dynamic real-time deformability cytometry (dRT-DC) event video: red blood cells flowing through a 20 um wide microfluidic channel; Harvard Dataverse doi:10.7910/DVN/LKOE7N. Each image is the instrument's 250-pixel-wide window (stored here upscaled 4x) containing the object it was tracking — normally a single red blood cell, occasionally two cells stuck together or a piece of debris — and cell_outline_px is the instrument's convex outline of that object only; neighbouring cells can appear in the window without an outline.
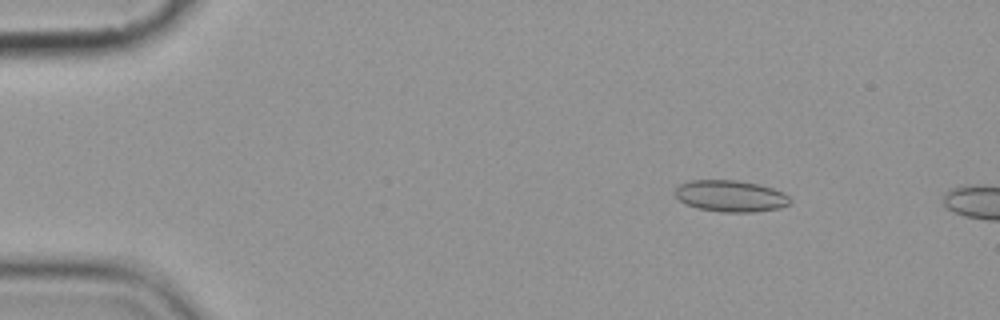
{"species": "common noctule bat (a hibernating species)", "species_latin": "Nyctalus noctula", "temperature_condition": "cold", "stored_images_in_passage": 6, "camera_frame_rate_fps": 3000, "um_per_image_px": 0.085, "animal": {"sex": "female", "body_mass_g": 19.9}, "frame": {"image": 1, "passage_image": 3, "time_ms": 2.333, "image_size_px": [1000, 320], "cell_outline_px": [[792, 200], [788, 204], [780, 208], [752, 212], [720, 212], [696, 208], [680, 200], [676, 196], [676, 188], [680, 184], [688, 180], [736, 180], [760, 184], [784, 192]], "centroid_in_image_um": [62.12, 16.66], "position_along_channel_um": 22.9, "area_um2": 21.15}}
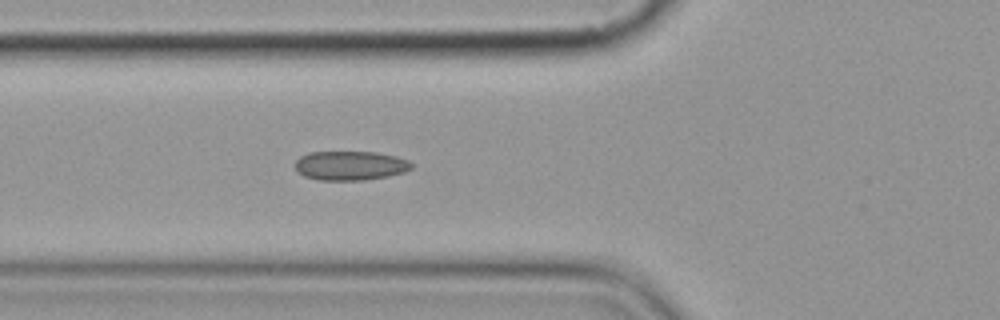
{"frame": {"image": 2, "passage_image": 6, "time_ms": 6.667, "image_size_px": [1000, 320], "cell_outline_px": [[412, 168], [404, 172], [388, 176], [364, 180], [320, 180], [304, 176], [296, 168], [296, 160], [300, 156], [308, 152], [376, 152], [396, 156], [408, 160], [412, 164]], "centroid_in_image_um": [29.79, 14.07], "position_along_channel_um": 96.0, "area_um2": 19.77}}